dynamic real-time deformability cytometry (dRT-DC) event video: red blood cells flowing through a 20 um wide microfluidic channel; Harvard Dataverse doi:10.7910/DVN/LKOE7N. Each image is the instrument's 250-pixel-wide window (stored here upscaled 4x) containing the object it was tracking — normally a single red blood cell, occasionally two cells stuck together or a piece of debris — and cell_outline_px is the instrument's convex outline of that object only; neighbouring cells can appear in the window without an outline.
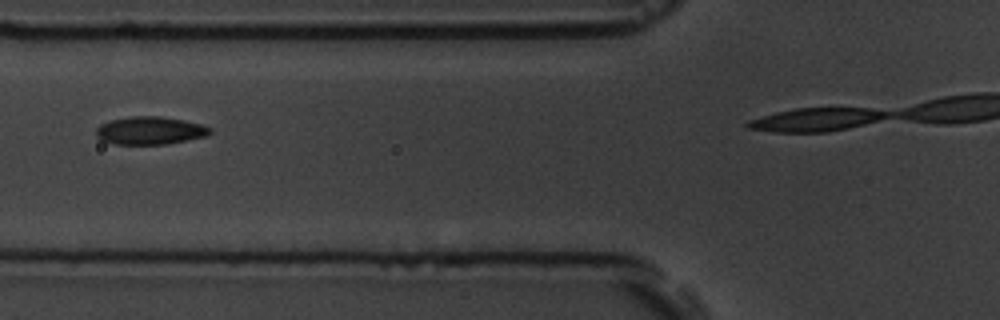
{"species": "common noctule bat (a hibernating species)", "species_latin": "Nyctalus noctula", "temperature_condition": "room temperature", "stored_images_in_passage": 10, "camera_frame_rate_fps": 3000, "um_per_image_px": 0.085, "animal": {"sex": "male", "body_mass_g": 19.5, "forearm_length_mm": 54.6}, "frame": {"image": 1, "passage_image": 4, "time_ms": 3.667, "image_size_px": [1000, 320], "cell_outline_px": [[212, 132], [208, 136], [164, 144], [116, 144], [100, 140], [96, 136], [96, 128], [100, 124], [108, 120], [132, 116], [160, 116], [184, 120], [200, 124], [212, 128]], "centroid_in_image_um": [12.73, 11.09], "position_along_channel_um": 113.1, "area_um2": 18.61}}
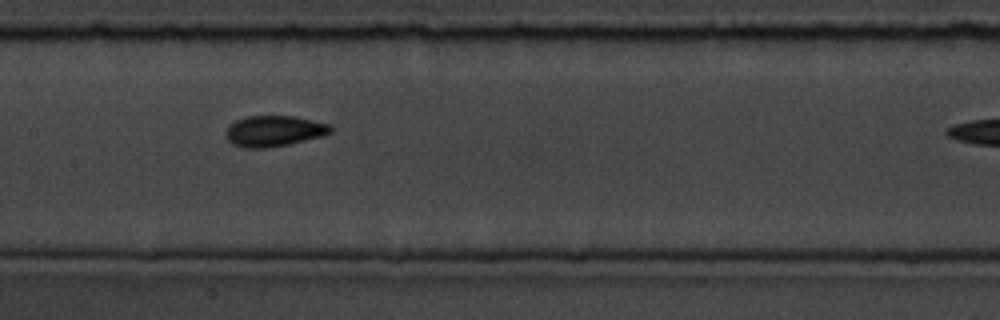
{"frame": {"image": 2, "passage_image": 6, "time_ms": 5.667, "image_size_px": [1000, 320], "cell_outline_px": [[332, 132], [320, 136], [288, 144], [264, 148], [244, 148], [232, 144], [228, 140], [224, 132], [228, 124], [236, 120], [248, 116], [292, 116], [328, 124], [332, 128]], "centroid_in_image_um": [23.21, 11.14], "position_along_channel_um": 184.2, "area_um2": 18.67}}
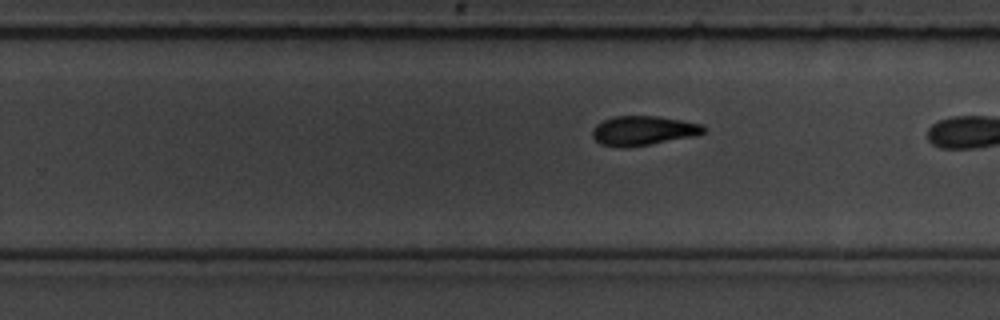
{"frame": {"image": 3, "passage_image": 9, "time_ms": 10.0, "image_size_px": [1000, 320], "cell_outline_px": [[704, 132], [696, 136], [628, 148], [624, 148], [600, 144], [592, 136], [592, 128], [596, 124], [604, 120], [616, 116], [656, 116], [680, 120], [700, 124], [704, 128]], "centroid_in_image_um": [54.63, 11.11], "position_along_channel_um": 275.2, "area_um2": 19.02}}